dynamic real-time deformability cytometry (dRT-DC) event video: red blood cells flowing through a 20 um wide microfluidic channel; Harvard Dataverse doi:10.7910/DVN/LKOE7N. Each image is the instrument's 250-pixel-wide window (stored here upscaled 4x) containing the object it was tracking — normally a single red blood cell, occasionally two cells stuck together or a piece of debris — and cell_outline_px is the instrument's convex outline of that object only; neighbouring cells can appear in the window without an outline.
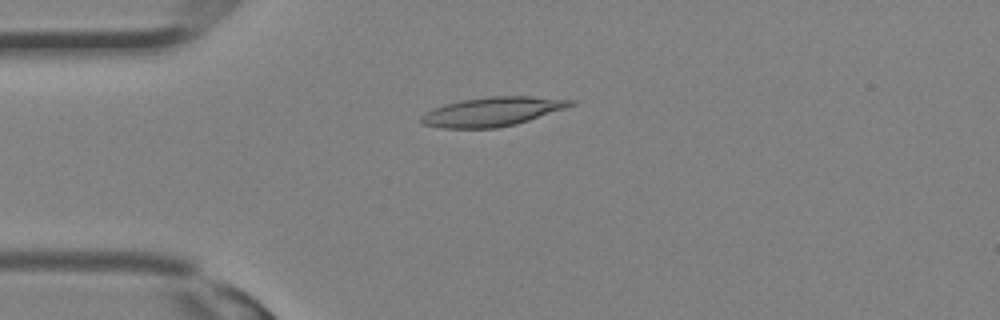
{"species": "Egyptian fruit bat (a non-hibernating species)", "species_latin": "Rousettus aegyptiacus", "temperature_condition": "room temperature", "stored_images_in_passage": 32, "camera_frame_rate_fps": 3000, "um_per_image_px": 0.085, "animal": {"sex": "female"}, "frame": {"image": 1, "passage_image": 8, "time_ms": 2.333, "image_size_px": [1000, 320], "cell_outline_px": [[576, 104], [516, 124], [496, 128], [440, 128], [420, 124], [420, 116], [424, 112], [432, 108], [444, 104], [464, 100], [492, 96], [528, 96], [576, 100]], "centroid_in_image_um": [41.78, 9.49], "position_along_channel_um": 43.2, "area_um2": 25.26}}
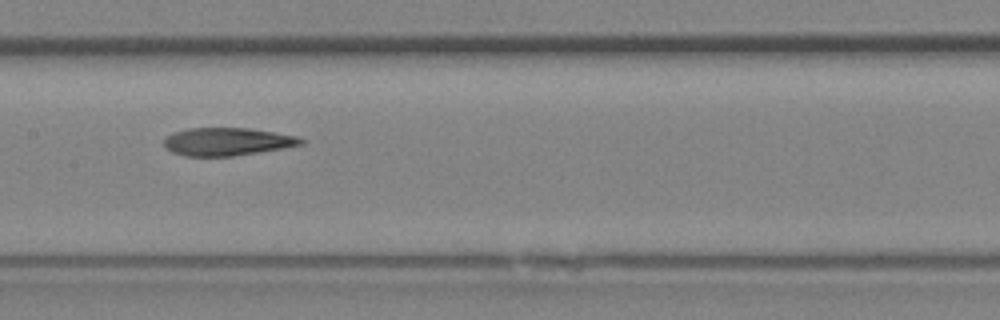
{"frame": {"image": 2, "passage_image": 16, "time_ms": 5.0, "image_size_px": [1000, 320], "cell_outline_px": [[304, 144], [284, 148], [232, 156], [184, 156], [172, 152], [164, 148], [164, 140], [172, 132], [188, 128], [248, 128], [296, 136], [304, 140]], "centroid_in_image_um": [19.27, 12.04], "position_along_channel_um": 188.1, "area_um2": 22.2}}
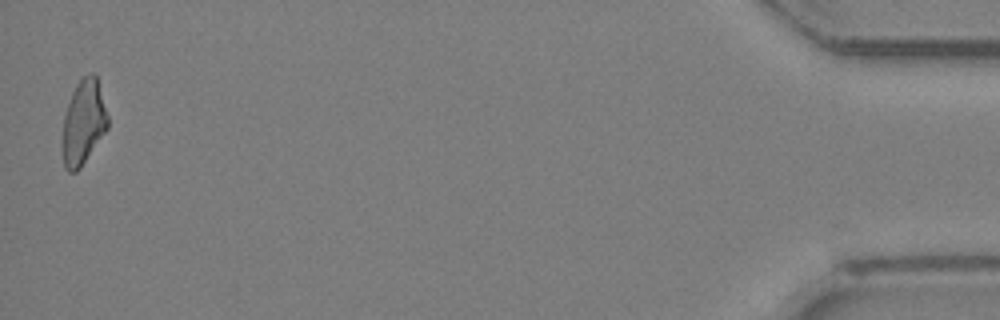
{"frame": {"image": 3, "passage_image": 32, "time_ms": 10.333, "image_size_px": [1000, 320], "cell_outline_px": [[108, 128], [80, 168], [76, 172], [68, 172], [64, 168], [60, 144], [60, 140], [64, 116], [72, 92], [76, 84], [88, 72], [92, 72], [96, 76], [108, 116]], "centroid_in_image_um": [7.05, 10.45], "position_along_channel_um": 428.2, "area_um2": 22.66}}